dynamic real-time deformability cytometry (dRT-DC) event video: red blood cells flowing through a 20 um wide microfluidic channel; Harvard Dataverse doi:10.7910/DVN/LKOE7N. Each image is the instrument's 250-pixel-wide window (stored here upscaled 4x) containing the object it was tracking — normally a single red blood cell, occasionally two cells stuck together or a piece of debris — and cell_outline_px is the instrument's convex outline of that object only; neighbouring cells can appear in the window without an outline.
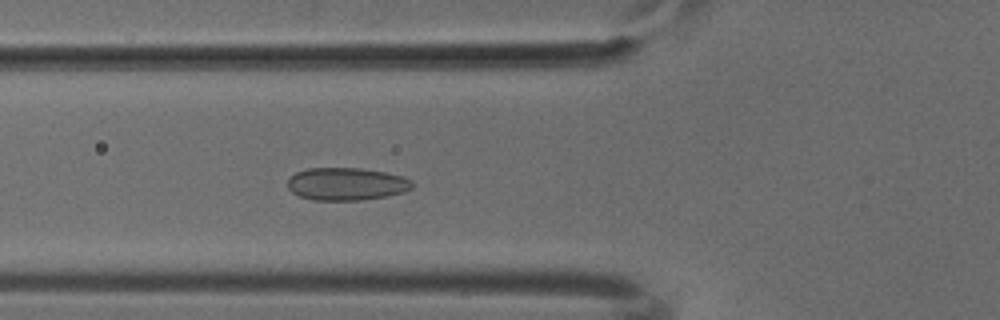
{"species": "common noctule bat (a hibernating species)", "species_latin": "Nyctalus noctula", "temperature_condition": "cold", "stored_images_in_passage": 48, "camera_frame_rate_fps": 3000, "um_per_image_px": 0.085, "animal": {"sex": "male", "body_mass_g": 18.8}, "frame": {"image": 1, "passage_image": 18, "time_ms": 5.667, "image_size_px": [1000, 320], "cell_outline_px": [[412, 188], [404, 192], [388, 196], [360, 200], [312, 200], [300, 196], [292, 192], [288, 188], [288, 180], [296, 172], [308, 168], [360, 168], [384, 172], [404, 176], [412, 180]], "centroid_in_image_um": [29.47, 15.64], "position_along_channel_um": 96.3, "area_um2": 23.76}}
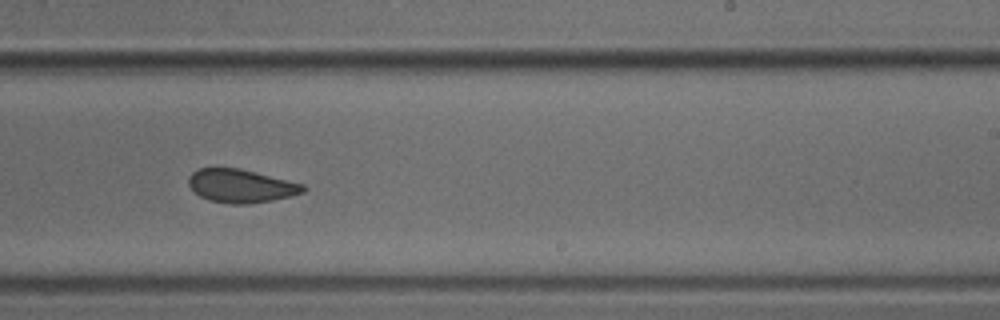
{"frame": {"image": 2, "passage_image": 31, "time_ms": 10.0, "image_size_px": [1000, 320], "cell_outline_px": [[308, 188], [304, 192], [292, 196], [272, 200], [248, 204], [232, 204], [208, 200], [200, 196], [188, 184], [188, 176], [196, 168], [240, 168], [304, 184]], "centroid_in_image_um": [20.49, 15.8], "position_along_channel_um": 268.5, "area_um2": 22.37}}
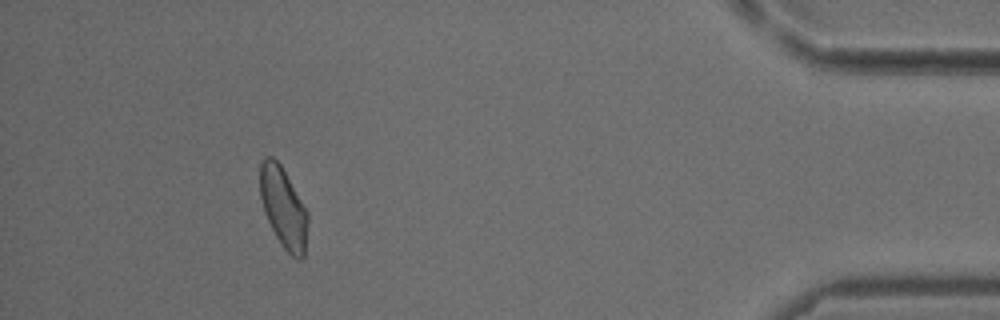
{"frame": {"image": 3, "passage_image": 46, "time_ms": 15.0, "image_size_px": [1000, 320], "cell_outline_px": [[308, 224], [304, 256], [300, 260], [296, 260], [284, 248], [276, 236], [264, 212], [260, 196], [260, 164], [264, 156], [272, 156], [280, 164], [308, 212]], "centroid_in_image_um": [24.09, 17.65], "position_along_channel_um": 411.1, "area_um2": 22.31}}